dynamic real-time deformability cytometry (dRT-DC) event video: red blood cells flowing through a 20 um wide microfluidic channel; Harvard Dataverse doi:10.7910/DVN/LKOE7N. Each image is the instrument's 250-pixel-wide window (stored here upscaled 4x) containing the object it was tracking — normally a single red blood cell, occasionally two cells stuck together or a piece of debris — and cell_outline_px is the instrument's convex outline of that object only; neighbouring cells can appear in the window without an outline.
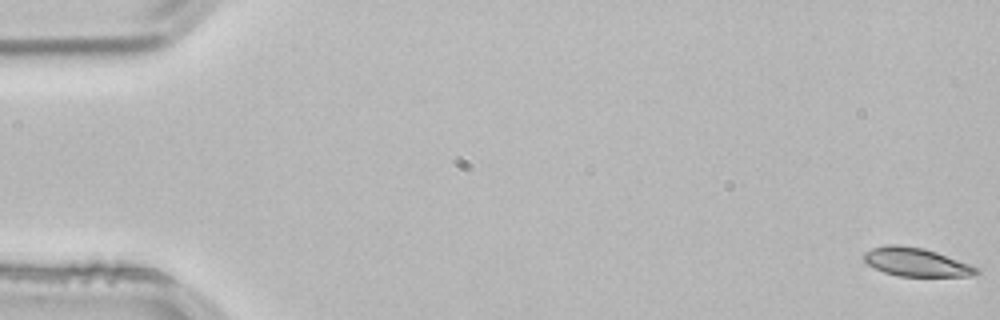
{"species": "common noctule bat (a hibernating species)", "species_latin": "Nyctalus noctula", "temperature_condition": "room temperature", "stored_images_in_passage": 55, "segment_of_instrument_passage": [1, 2], "camera_frame_rate_fps": 3000, "um_per_image_px": 0.085, "animal": {"sex": "male", "body_mass_g": 21.5, "forearm_length_mm": 52.0}, "frame": {"image": 1, "passage_image": 1, "time_ms": 0.0, "image_size_px": [1000, 320], "cell_outline_px": [[980, 272], [972, 276], [896, 276], [884, 272], [868, 264], [864, 260], [864, 252], [872, 248], [888, 244], [896, 244], [924, 248], [936, 252], [980, 268]], "centroid_in_image_um": [77.88, 22.28], "position_along_channel_um": 7.1, "area_um2": 18.61}}
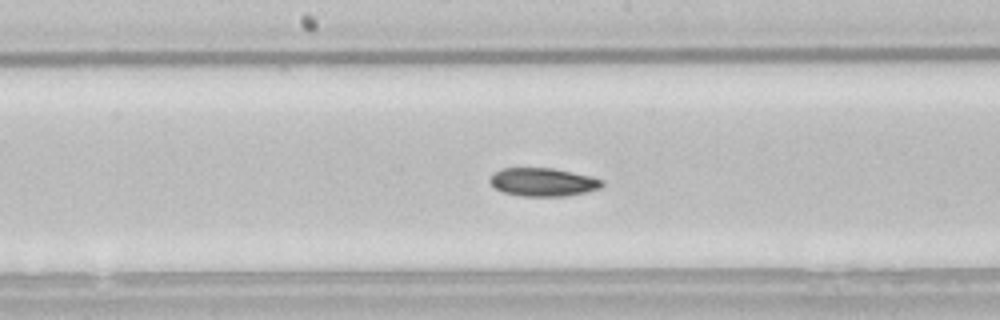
{"frame": {"image": 2, "passage_image": 28, "time_ms": 9.0, "image_size_px": [1000, 320], "cell_outline_px": [[604, 184], [600, 188], [584, 192], [564, 196], [520, 196], [504, 192], [496, 188], [488, 180], [500, 168], [552, 168], [592, 176], [604, 180]], "centroid_in_image_um": [46.18, 15.47], "position_along_channel_um": 202.0, "area_um2": 18.38}}
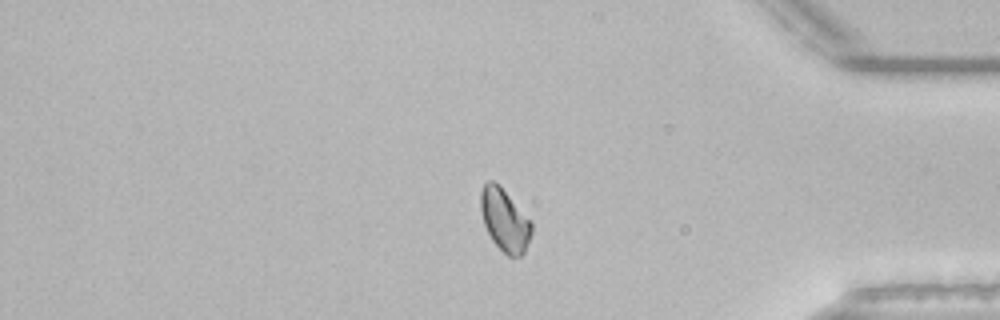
{"frame": {"image": 3, "passage_image": 45, "time_ms": 14.667, "image_size_px": [1000, 320], "cell_outline_px": [[532, 232], [524, 252], [520, 256], [508, 256], [492, 240], [484, 224], [480, 208], [480, 192], [484, 184], [488, 180], [492, 180], [500, 184], [532, 220]], "centroid_in_image_um": [42.9, 18.65], "position_along_channel_um": 392.3, "area_um2": 18.73}}